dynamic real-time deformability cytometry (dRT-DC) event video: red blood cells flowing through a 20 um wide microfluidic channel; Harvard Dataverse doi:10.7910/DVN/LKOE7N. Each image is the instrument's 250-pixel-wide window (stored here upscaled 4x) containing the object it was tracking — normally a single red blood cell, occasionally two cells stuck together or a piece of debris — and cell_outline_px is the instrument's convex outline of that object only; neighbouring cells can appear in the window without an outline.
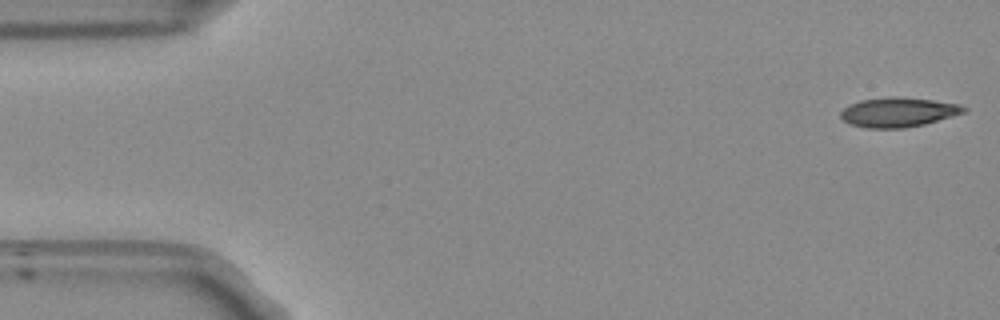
{"species": "Egyptian fruit bat (a non-hibernating species)", "species_latin": "Rousettus aegyptiacus", "temperature_condition": "room temperature", "stored_images_in_passage": 52, "camera_frame_rate_fps": 3000, "um_per_image_px": 0.085, "frame": {"image": 1, "passage_image": 1, "time_ms": 0.0, "image_size_px": [1000, 320], "cell_outline_px": [[968, 108], [964, 112], [924, 124], [900, 128], [868, 128], [852, 124], [844, 120], [840, 116], [840, 112], [848, 104], [860, 100], [892, 96], [896, 96], [932, 100], [960, 104]], "centroid_in_image_um": [76.32, 9.52], "position_along_channel_um": 8.7, "area_um2": 20.98}}
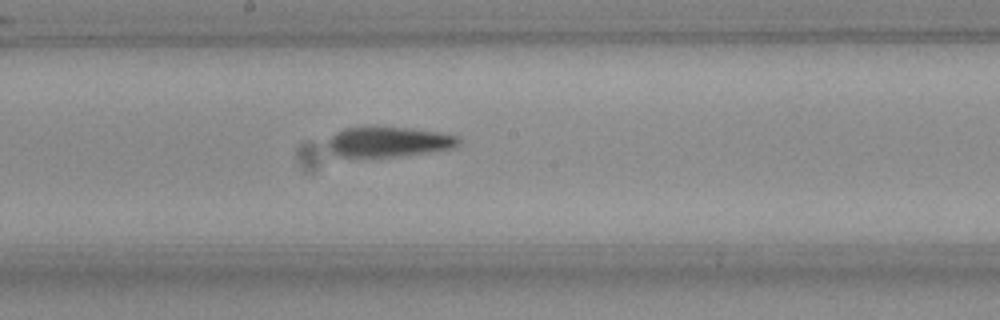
{"frame": {"image": 2, "passage_image": 27, "time_ms": 8.667, "image_size_px": [1000, 320], "cell_outline_px": [[460, 144], [452, 148], [424, 152], [392, 156], [336, 156], [328, 148], [328, 140], [336, 132], [344, 128], [408, 128], [440, 132], [456, 136], [460, 140]], "centroid_in_image_um": [33.02, 12.05], "position_along_channel_um": 215.2, "area_um2": 22.2}}
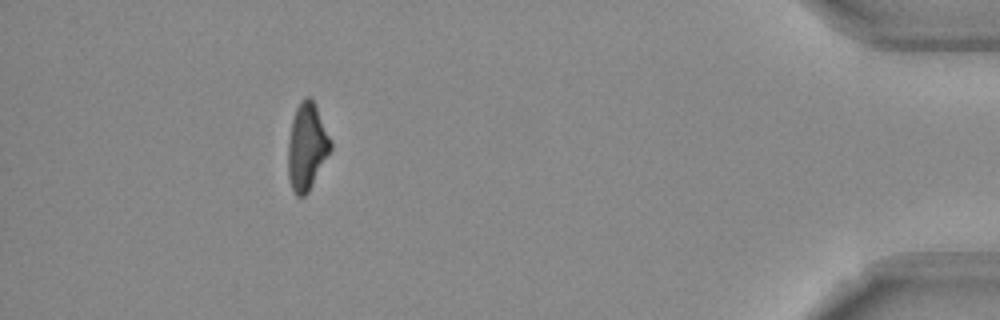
{"frame": {"image": 3, "passage_image": 47, "time_ms": 15.333, "image_size_px": [1000, 320], "cell_outline_px": [[332, 148], [308, 192], [304, 196], [296, 196], [292, 188], [288, 176], [288, 140], [292, 120], [296, 108], [300, 100], [304, 96], [308, 96], [312, 100], [332, 140]], "centroid_in_image_um": [26.07, 12.46], "position_along_channel_um": 409.1, "area_um2": 21.39}, "authors_computed_cell_mechanics": {"area_um2": 22.2241, "velocity_mm_per_s": 3.8284, "shape_relaxation_time_tau1_ms": null, "shape_relaxation_time_tau2_ms": 3.4952, "deformation_change_tau1": null, "deformation_change_tau2": 0.1389}}